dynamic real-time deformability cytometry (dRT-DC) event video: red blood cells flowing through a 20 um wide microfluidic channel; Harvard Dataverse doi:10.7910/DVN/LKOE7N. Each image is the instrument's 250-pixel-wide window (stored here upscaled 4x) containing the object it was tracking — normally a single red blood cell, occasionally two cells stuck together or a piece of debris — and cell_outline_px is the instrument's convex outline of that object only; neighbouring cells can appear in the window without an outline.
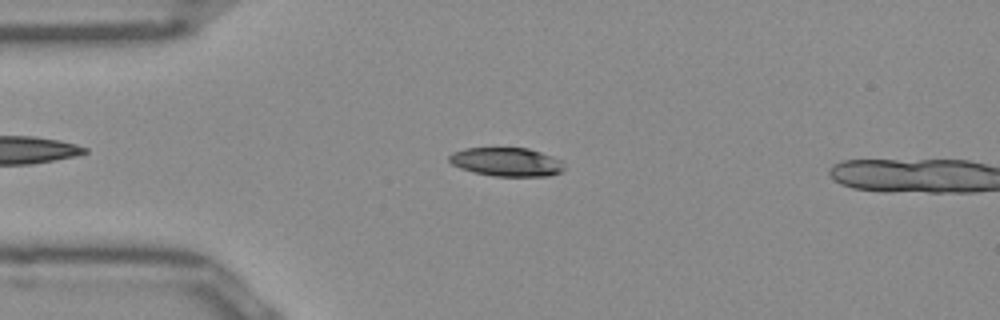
{"species": "Egyptian fruit bat (a non-hibernating species)", "species_latin": "Rousettus aegyptiacus", "temperature_condition": "room temperature", "stored_images_in_passage": 14, "camera_frame_rate_fps": 3000, "um_per_image_px": 0.085, "frame": {"image": 1, "passage_image": 12, "time_ms": 3.667, "image_size_px": [1000, 320], "cell_outline_px": [[564, 168], [560, 172], [548, 176], [492, 176], [472, 172], [460, 168], [452, 164], [448, 160], [448, 156], [452, 152], [464, 148], [528, 148], [540, 152], [560, 160]], "centroid_in_image_um": [43.0, 13.76], "position_along_channel_um": 42.0, "area_um2": 19.19}}